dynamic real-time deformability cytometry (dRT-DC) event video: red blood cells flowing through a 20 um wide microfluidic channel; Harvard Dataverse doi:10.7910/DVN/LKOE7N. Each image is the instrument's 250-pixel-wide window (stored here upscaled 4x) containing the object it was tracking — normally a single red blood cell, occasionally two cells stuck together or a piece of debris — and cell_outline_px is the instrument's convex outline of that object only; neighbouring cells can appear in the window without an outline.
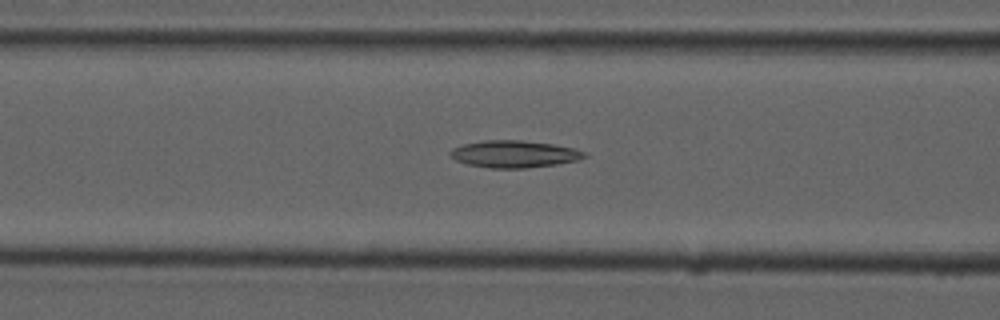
{"species": "common noctule bat (a hibernating species)", "species_latin": "Nyctalus noctula", "temperature_condition": "cold", "stored_images_in_passage": 39, "camera_frame_rate_fps": 3000, "um_per_image_px": 0.085, "animal": {"sex": "male", "forearm_length_mm": 52.5}, "frame": {"image": 1, "passage_image": 6, "time_ms": 1.667, "image_size_px": [1000, 320], "cell_outline_px": [[588, 156], [580, 160], [556, 164], [524, 168], [488, 168], [468, 164], [456, 160], [448, 152], [452, 148], [464, 144], [484, 140], [520, 140], [552, 144], [572, 148], [588, 152]], "centroid_in_image_um": [43.73, 13.09], "position_along_channel_um": 122.9, "area_um2": 21.15}}
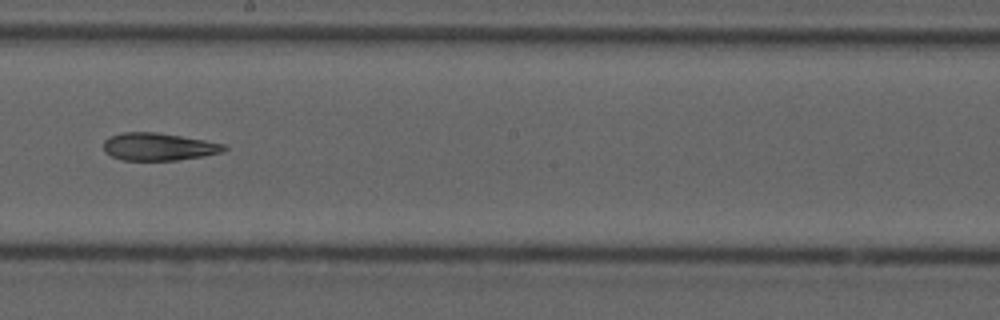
{"frame": {"image": 2, "passage_image": 15, "time_ms": 4.667, "image_size_px": [1000, 320], "cell_outline_px": [[228, 148], [220, 152], [204, 156], [176, 160], [120, 160], [104, 152], [104, 140], [112, 136], [124, 132], [156, 132], [204, 140], [224, 144]], "centroid_in_image_um": [13.46, 12.47], "position_along_channel_um": 234.7, "area_um2": 19.19}}
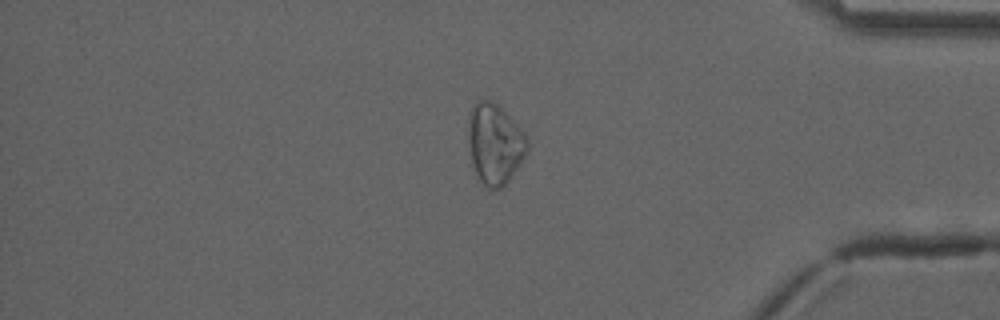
{"frame": {"image": 3, "passage_image": 30, "time_ms": 9.667, "image_size_px": [1000, 320], "cell_outline_px": [[528, 152], [508, 180], [500, 188], [484, 188], [476, 172], [472, 160], [468, 140], [468, 112], [472, 104], [476, 100], [492, 100], [528, 136]], "centroid_in_image_um": [42.04, 12.2], "position_along_channel_um": 393.2, "area_um2": 27.57}, "authors_computed_cell_mechanics": {"area_um2": 20.9814, "velocity_mm_per_s": 3.7323, "shape_relaxation_time_tau1_ms": null, "shape_relaxation_time_tau2_ms": 7.087, "deformation_change_tau1": null, "deformation_change_tau2": 0.1839}}